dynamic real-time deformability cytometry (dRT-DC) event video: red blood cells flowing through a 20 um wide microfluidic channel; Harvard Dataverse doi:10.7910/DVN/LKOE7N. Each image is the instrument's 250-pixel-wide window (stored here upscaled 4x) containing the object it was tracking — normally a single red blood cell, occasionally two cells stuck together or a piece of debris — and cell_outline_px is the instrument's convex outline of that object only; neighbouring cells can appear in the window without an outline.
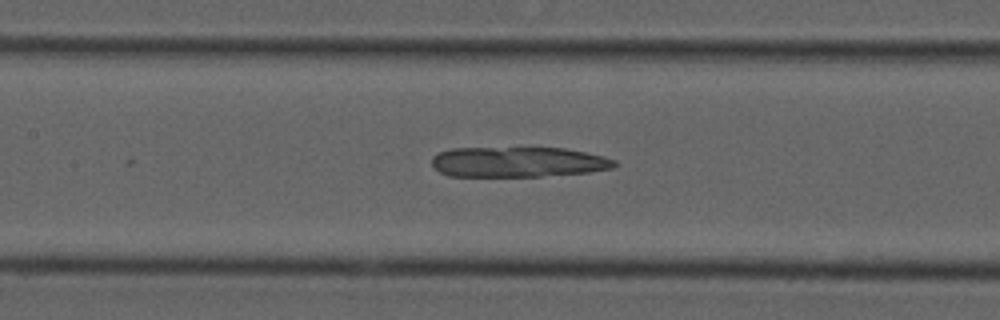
{"species": "common noctule bat (a hibernating species)", "species_latin": "Nyctalus noctula", "temperature_condition": "cold", "stored_images_in_passage": 50, "camera_frame_rate_fps": 3000, "um_per_image_px": 0.085, "animal": {"sex": "male", "forearm_length_mm": 52.5}, "frame": {"image": 1, "passage_image": 21, "time_ms": 6.667, "image_size_px": [1000, 320], "cell_outline_px": [[616, 164], [612, 168], [588, 172], [540, 176], [448, 176], [440, 172], [432, 164], [432, 156], [436, 152], [452, 148], [564, 148], [604, 156], [616, 160]], "centroid_in_image_um": [43.99, 13.76], "position_along_channel_um": 163.4, "area_um2": 32.19}}
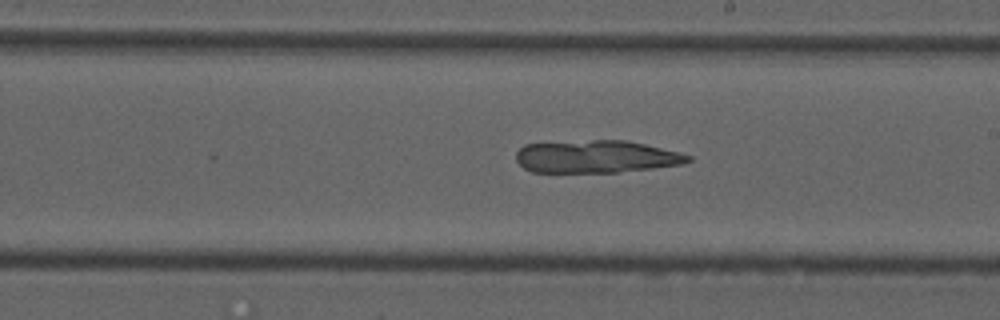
{"frame": {"image": 2, "passage_image": 27, "time_ms": 8.667, "image_size_px": [1000, 320], "cell_outline_px": [[692, 160], [684, 164], [652, 168], [616, 172], [532, 172], [524, 168], [516, 160], [516, 152], [524, 144], [592, 140], [624, 140], [644, 144], [680, 152], [692, 156]], "centroid_in_image_um": [50.68, 13.31], "position_along_channel_um": 238.3, "area_um2": 32.6}}
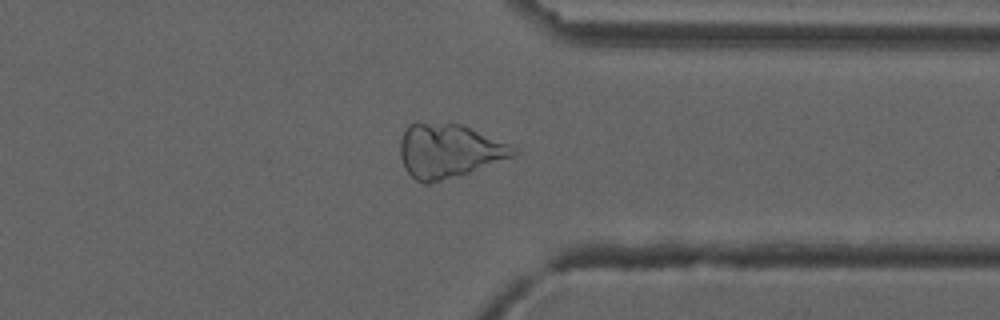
{"frame": {"image": 3, "passage_image": 38, "time_ms": 12.333, "image_size_px": [1000, 320], "cell_outline_px": [[520, 152], [516, 156], [468, 172], [428, 184], [424, 184], [416, 180], [404, 168], [400, 156], [400, 140], [408, 124], [460, 124], [520, 148]], "centroid_in_image_um": [38.18, 12.84], "position_along_channel_um": 373.2, "area_um2": 35.2}}